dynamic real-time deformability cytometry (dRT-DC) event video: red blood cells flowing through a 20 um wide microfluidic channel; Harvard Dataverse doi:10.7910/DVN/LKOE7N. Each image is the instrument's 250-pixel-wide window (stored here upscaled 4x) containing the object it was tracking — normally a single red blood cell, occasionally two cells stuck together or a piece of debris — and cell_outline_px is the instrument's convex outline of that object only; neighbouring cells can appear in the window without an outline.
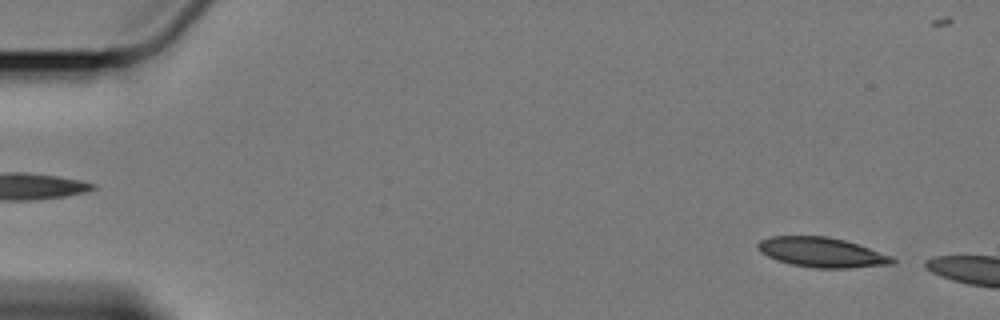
{"species": "Egyptian fruit bat (a non-hibernating species)", "species_latin": "Rousettus aegyptiacus", "temperature_condition": "cold", "stored_images_in_passage": 5, "camera_frame_rate_fps": 3000, "um_per_image_px": 0.085, "animal": {"sex": "female"}, "frame": {"image": 1, "passage_image": 1, "time_ms": 0.0, "image_size_px": [1000, 320], "cell_outline_px": [[896, 264], [848, 268], [812, 268], [792, 264], [776, 260], [760, 252], [756, 248], [756, 244], [760, 240], [772, 236], [828, 236], [844, 240], [892, 256], [896, 260]], "centroid_in_image_um": [69.83, 21.45], "position_along_channel_um": 15.2, "area_um2": 23.41}}